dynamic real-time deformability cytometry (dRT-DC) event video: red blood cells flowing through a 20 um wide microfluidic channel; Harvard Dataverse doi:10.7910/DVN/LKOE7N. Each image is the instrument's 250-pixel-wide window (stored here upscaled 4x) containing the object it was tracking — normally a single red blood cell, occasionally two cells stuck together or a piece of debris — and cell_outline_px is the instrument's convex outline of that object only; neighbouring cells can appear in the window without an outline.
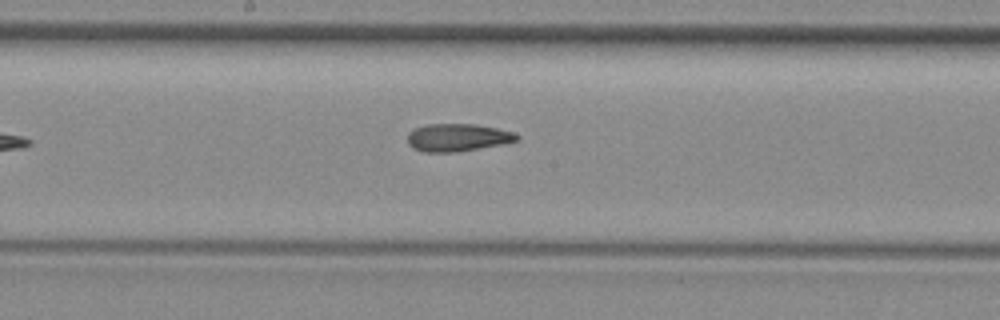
{"species": "common noctule bat (a hibernating species)", "species_latin": "Nyctalus noctula", "temperature_condition": "room temperature", "stored_images_in_passage": 8, "camera_frame_rate_fps": 3000, "um_per_image_px": 0.085, "animal": {"sex": "female", "body_mass_g": 29.2, "forearm_length_mm": 56.3}, "frame": {"image": 1, "passage_image": 8, "time_ms": 8.333, "image_size_px": [1000, 320], "cell_outline_px": [[520, 140], [500, 144], [456, 152], [424, 152], [412, 148], [408, 144], [408, 132], [416, 128], [428, 124], [476, 124], [496, 128], [512, 132], [520, 136]], "centroid_in_image_um": [38.87, 11.69], "position_along_channel_um": 209.3, "area_um2": 17.51}}